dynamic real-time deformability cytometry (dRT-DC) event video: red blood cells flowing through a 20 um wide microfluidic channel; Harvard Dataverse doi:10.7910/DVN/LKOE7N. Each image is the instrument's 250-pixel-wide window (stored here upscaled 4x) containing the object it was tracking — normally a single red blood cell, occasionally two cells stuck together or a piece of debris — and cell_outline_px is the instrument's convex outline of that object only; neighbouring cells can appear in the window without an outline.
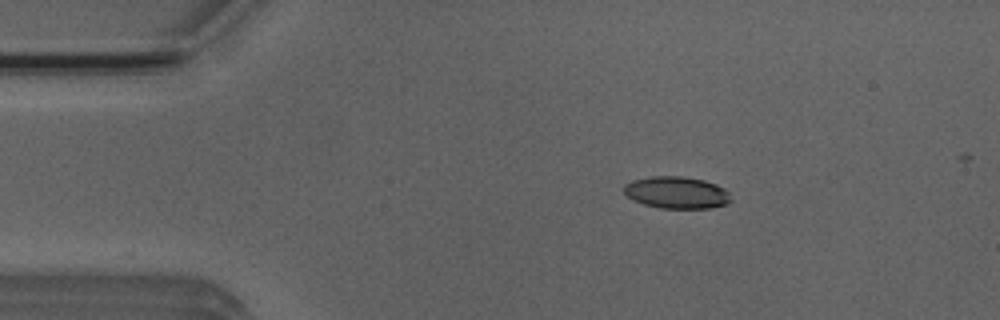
{"species": "Egyptian fruit bat (a non-hibernating species)", "species_latin": "Rousettus aegyptiacus", "temperature_condition": "room temperature", "stored_images_in_passage": 3, "camera_frame_rate_fps": 3000, "um_per_image_px": 0.085, "animal": {"sex": "male"}, "frame": {"image": 1, "passage_image": 2, "time_ms": 1.333, "image_size_px": [1000, 320], "cell_outline_px": [[732, 200], [724, 204], [712, 208], [660, 208], [644, 204], [632, 200], [624, 192], [624, 184], [632, 180], [652, 176], [680, 176], [704, 180], [716, 184], [724, 188], [728, 192]], "centroid_in_image_um": [57.5, 16.36], "position_along_channel_um": 27.5, "area_um2": 19.94}}